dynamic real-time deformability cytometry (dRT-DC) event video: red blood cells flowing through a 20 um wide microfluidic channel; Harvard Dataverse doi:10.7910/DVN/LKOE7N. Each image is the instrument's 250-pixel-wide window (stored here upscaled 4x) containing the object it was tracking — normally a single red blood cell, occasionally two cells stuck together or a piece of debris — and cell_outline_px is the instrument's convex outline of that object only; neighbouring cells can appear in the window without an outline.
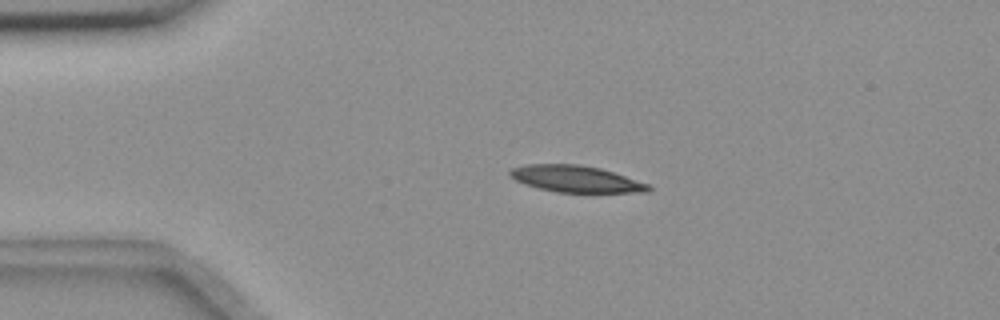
{"species": "common noctule bat (a hibernating species)", "species_latin": "Nyctalus noctula", "temperature_condition": "room temperature", "stored_images_in_passage": 53, "camera_frame_rate_fps": 3000, "um_per_image_px": 0.085, "animal": {"sex": "female", "body_mass_g": 18.4}, "frame": {"image": 1, "passage_image": 9, "time_ms": 2.667, "image_size_px": [1000, 320], "cell_outline_px": [[652, 188], [648, 192], [556, 192], [524, 184], [508, 176], [508, 172], [512, 168], [524, 164], [580, 164], [600, 168], [648, 184]], "centroid_in_image_um": [48.89, 15.2], "position_along_channel_um": 36.1, "area_um2": 21.33}}
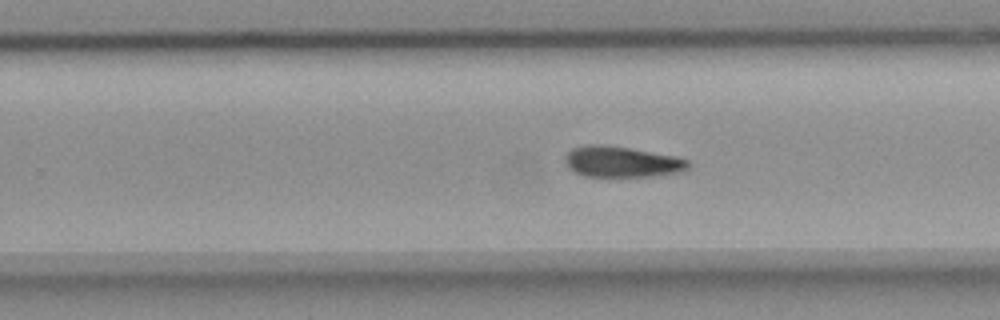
{"frame": {"image": 2, "passage_image": 32, "time_ms": 10.333, "image_size_px": [1000, 320], "cell_outline_px": [[688, 168], [680, 172], [652, 176], [584, 176], [568, 168], [564, 160], [564, 156], [572, 148], [584, 144], [604, 144], [676, 156], [688, 160]], "centroid_in_image_um": [52.8, 13.74], "position_along_channel_um": 277.0, "area_um2": 22.14}}
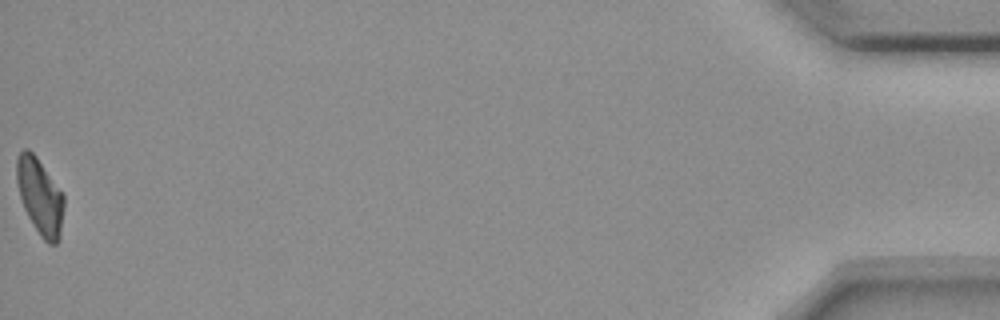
{"frame": {"image": 3, "passage_image": 53, "time_ms": 17.333, "image_size_px": [1000, 320], "cell_outline_px": [[64, 208], [60, 240], [56, 244], [48, 244], [40, 236], [28, 216], [24, 208], [20, 196], [16, 180], [16, 160], [20, 152], [24, 148], [28, 148], [36, 156], [64, 196]], "centroid_in_image_um": [3.4, 16.72], "position_along_channel_um": 431.8, "area_um2": 20.92}}